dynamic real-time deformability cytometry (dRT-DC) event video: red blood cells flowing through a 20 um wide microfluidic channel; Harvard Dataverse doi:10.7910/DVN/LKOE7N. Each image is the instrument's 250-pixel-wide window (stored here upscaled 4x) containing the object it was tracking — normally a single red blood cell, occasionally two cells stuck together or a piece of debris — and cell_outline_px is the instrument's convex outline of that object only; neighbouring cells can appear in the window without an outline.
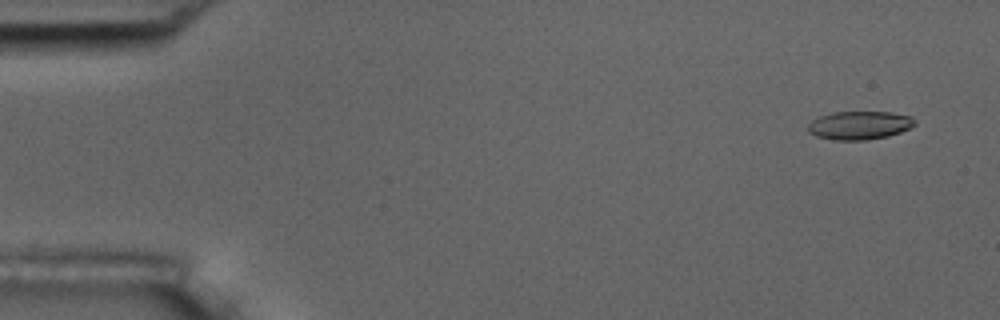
{"species": "common noctule bat (a hibernating species)", "species_latin": "Nyctalus noctula", "temperature_condition": "room temperature", "stored_images_in_passage": 6, "camera_frame_rate_fps": 3000, "um_per_image_px": 0.085, "animal": {"sex": "male", "body_mass_g": 17.5, "forearm_length_mm": 52.3}, "frame": {"image": 1, "passage_image": 1, "time_ms": 0.0, "image_size_px": [1000, 320], "cell_outline_px": [[916, 124], [912, 128], [888, 136], [864, 140], [836, 140], [816, 136], [808, 132], [808, 124], [812, 120], [820, 116], [832, 112], [892, 112], [912, 116], [916, 120]], "centroid_in_image_um": [73.09, 10.64], "position_along_channel_um": 11.9, "area_um2": 17.8}}
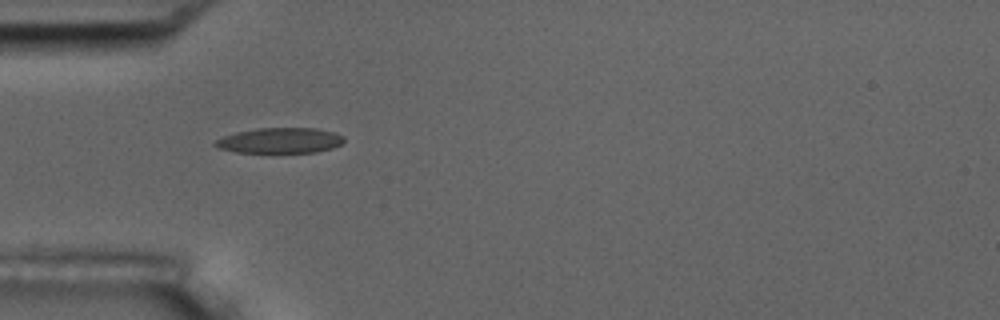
{"frame": {"image": 2, "passage_image": 5, "time_ms": 4.667, "image_size_px": [1000, 320], "cell_outline_px": [[344, 140], [340, 144], [332, 148], [316, 152], [236, 152], [216, 148], [212, 144], [216, 140], [224, 136], [236, 132], [256, 128], [316, 128], [336, 132], [344, 136]], "centroid_in_image_um": [23.79, 11.93], "position_along_channel_um": 61.2, "area_um2": 19.13}}